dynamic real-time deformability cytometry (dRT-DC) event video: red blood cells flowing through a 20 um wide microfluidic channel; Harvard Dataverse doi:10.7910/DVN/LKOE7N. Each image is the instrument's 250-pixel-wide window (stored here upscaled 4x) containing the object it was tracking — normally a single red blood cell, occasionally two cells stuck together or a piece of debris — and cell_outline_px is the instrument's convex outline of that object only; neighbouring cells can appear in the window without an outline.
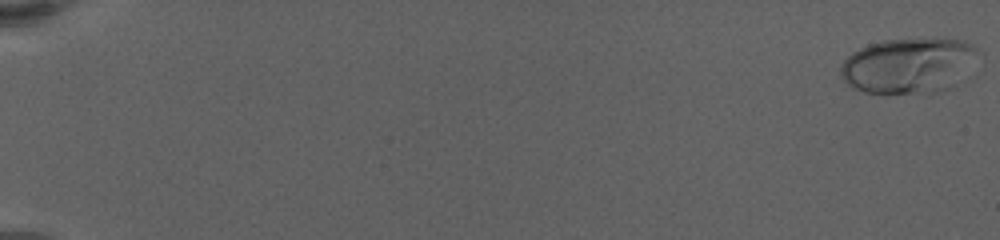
{"species": "human", "species_latin": "Homo sapiens", "temperature_condition": "warm", "stored_images_in_passage": 85, "camera_frame_rate_fps": 3000, "um_per_image_px": 0.085, "donor": {"sex": "female"}, "frame": {"image": 1, "passage_image": 1, "time_ms": 0.0, "image_size_px": [1000, 240], "cell_outline_px": [[984, 56], [952, 88], [936, 92], [864, 92], [852, 88], [844, 80], [840, 72], [840, 68], [844, 60], [852, 52], [868, 44], [884, 40], [964, 40], [972, 44], [984, 52]], "centroid_in_image_um": [77.33, 5.57], "position_along_channel_um": 7.7, "area_um2": 44.56}}
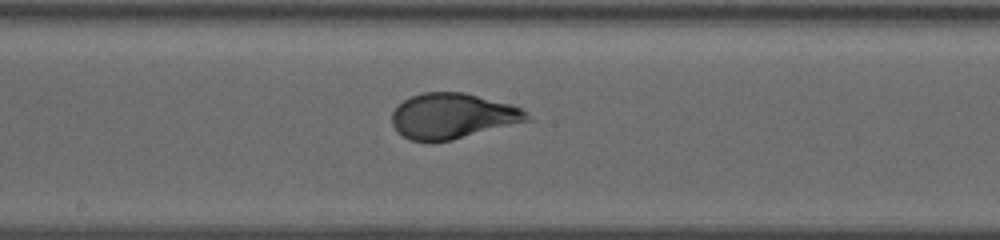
{"frame": {"image": 2, "passage_image": 53, "time_ms": 12.333, "image_size_px": [1000, 240], "cell_outline_px": [[532, 120], [452, 140], [412, 140], [404, 136], [392, 124], [392, 112], [396, 104], [412, 96], [424, 92], [464, 92], [512, 104], [528, 112], [532, 116]], "centroid_in_image_um": [38.52, 9.84], "position_along_channel_um": 209.7, "area_um2": 35.66}}
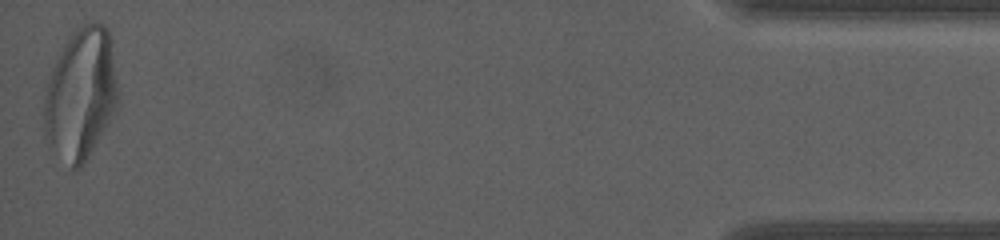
{"frame": {"image": 3, "passage_image": 85, "time_ms": 21.333, "image_size_px": [1000, 240], "cell_outline_px": [[120, 92], [116, 104], [88, 160], [80, 168], [72, 168], [48, 148], [44, 136], [44, 100], [52, 68], [64, 44], [72, 32], [76, 28], [92, 20], [96, 20], [104, 24], [112, 40]], "centroid_in_image_um": [6.87, 7.98], "position_along_channel_um": 428.3, "area_um2": 57.16}, "authors_computed_cell_mechanics": {"area_um2": 36.992, "velocity_mm_per_s": 3.2846, "shape_relaxation_time_tau1_ms": 4.7296, "shape_relaxation_time_tau2_ms": null, "deformation_change_tau1": 0.1902, "deformation_change_tau2": null}}